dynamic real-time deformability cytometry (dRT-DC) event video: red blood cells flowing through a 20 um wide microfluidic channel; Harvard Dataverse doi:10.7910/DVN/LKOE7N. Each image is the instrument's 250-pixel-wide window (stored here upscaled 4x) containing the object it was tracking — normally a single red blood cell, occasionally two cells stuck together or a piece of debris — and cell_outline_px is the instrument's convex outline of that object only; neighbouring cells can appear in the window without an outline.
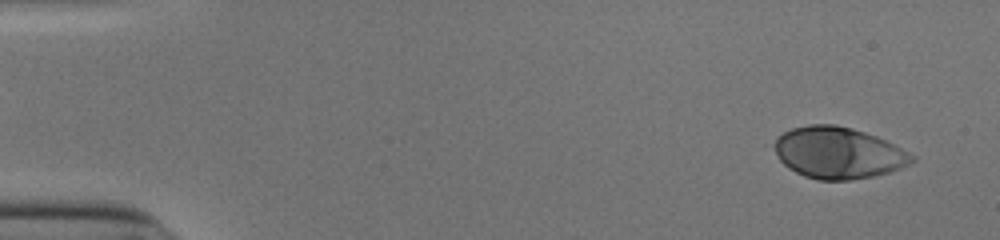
{"species": "human", "species_latin": "Homo sapiens", "temperature_condition": "cold", "stored_images_in_passage": 52, "camera_frame_rate_fps": 3000, "um_per_image_px": 0.085, "donor": {"sex": "male"}, "frame": {"image": 1, "passage_image": 3, "time_ms": 0.667, "image_size_px": [1000, 240], "cell_outline_px": [[916, 160], [900, 168], [876, 176], [852, 180], [820, 180], [804, 176], [788, 168], [780, 160], [776, 152], [776, 136], [792, 128], [808, 124], [836, 124], [852, 128], [876, 136], [916, 156]], "centroid_in_image_um": [71.25, 12.99], "position_along_channel_um": 13.7, "area_um2": 41.15}}
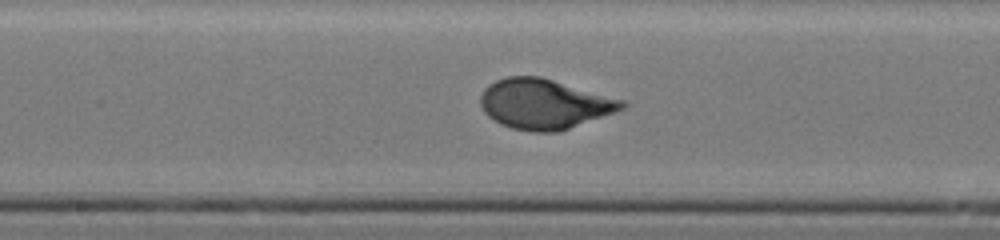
{"frame": {"image": 2, "passage_image": 28, "time_ms": 9.0, "image_size_px": [1000, 240], "cell_outline_px": [[628, 108], [560, 132], [532, 132], [512, 128], [500, 124], [488, 116], [484, 112], [480, 104], [480, 96], [484, 88], [496, 80], [508, 76], [540, 76], [628, 100]], "centroid_in_image_um": [46.34, 8.84], "position_along_channel_um": 201.9, "area_um2": 41.96}}
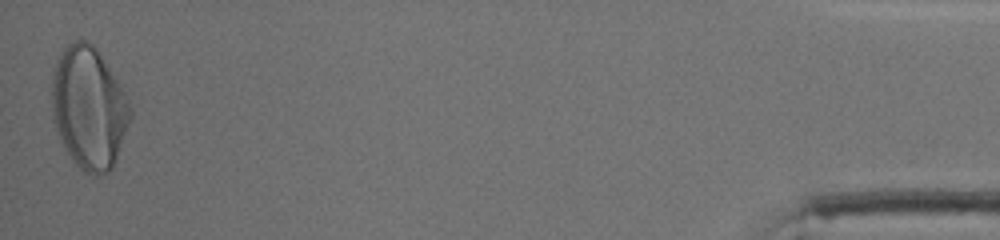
{"frame": {"image": 3, "passage_image": 52, "time_ms": 17.0, "image_size_px": [1000, 240], "cell_outline_px": [[132, 116], [112, 168], [108, 172], [100, 176], [96, 176], [84, 172], [76, 164], [64, 148], [60, 140], [52, 120], [52, 72], [56, 60], [60, 52], [72, 40], [84, 40], [92, 44], [96, 48], [124, 92], [132, 108]], "centroid_in_image_um": [7.53, 9.18], "position_along_channel_um": 427.7, "area_um2": 55.89}, "authors_computed_cell_mechanics": {"area_um2": 40.5178, "velocity_mm_per_s": 3.8874, "shape_relaxation_time_tau1_ms": 3.0344, "shape_relaxation_time_tau2_ms": null, "deformation_change_tau1": 0.1789, "deformation_change_tau2": null}}